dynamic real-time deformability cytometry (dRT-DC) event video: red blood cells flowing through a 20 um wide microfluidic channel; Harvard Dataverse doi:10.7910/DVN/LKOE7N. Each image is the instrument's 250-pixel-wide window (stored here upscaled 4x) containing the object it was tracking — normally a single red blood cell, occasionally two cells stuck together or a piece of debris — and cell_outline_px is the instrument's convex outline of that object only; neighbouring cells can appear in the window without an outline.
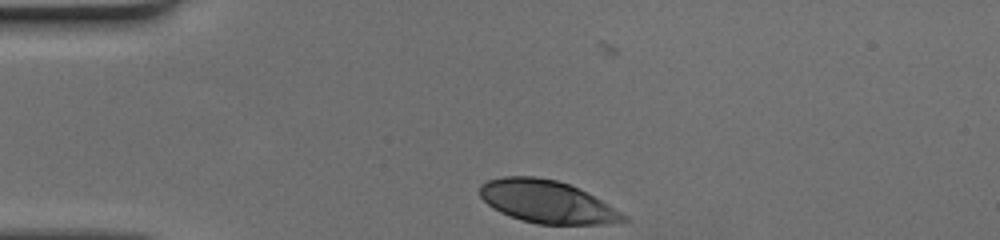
{"species": "human", "species_latin": "Homo sapiens", "temperature_condition": "cold", "stored_images_in_passage": 29, "camera_frame_rate_fps": 3000, "um_per_image_px": 0.085, "donor": {"sex": "female"}, "frame": {"image": 1, "passage_image": 1, "time_ms": 0.0, "image_size_px": [1000, 240], "cell_outline_px": [[632, 220], [608, 224], [536, 224], [520, 220], [500, 212], [492, 208], [480, 196], [480, 184], [488, 180], [504, 176], [536, 176], [556, 180], [568, 184], [600, 200], [628, 216]], "centroid_in_image_um": [46.48, 17.16], "position_along_channel_um": 38.5, "area_um2": 35.49}}
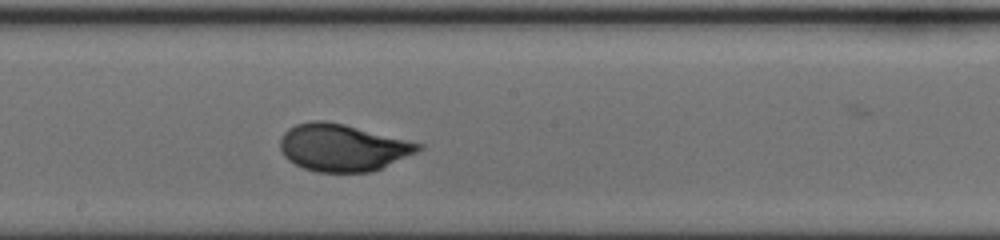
{"frame": {"image": 2, "passage_image": 17, "time_ms": 5.333, "image_size_px": [1000, 240], "cell_outline_px": [[424, 148], [416, 152], [372, 172], [316, 172], [304, 168], [288, 160], [284, 156], [280, 148], [280, 136], [288, 128], [296, 124], [312, 120], [324, 120], [344, 124], [424, 144]], "centroid_in_image_um": [29.1, 12.54], "position_along_channel_um": 219.1, "area_um2": 37.92}}
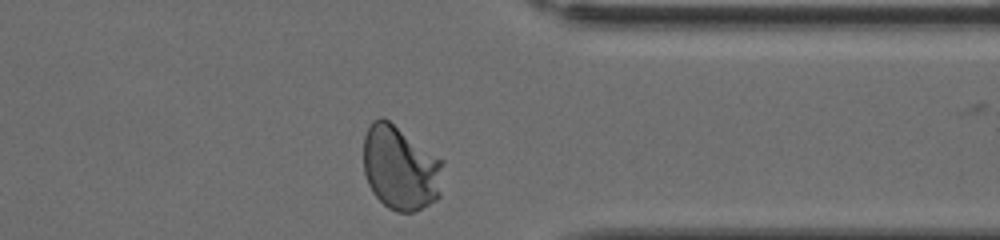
{"frame": {"image": 3, "passage_image": 29, "time_ms": 9.333, "image_size_px": [1000, 240], "cell_outline_px": [[444, 164], [440, 196], [436, 200], [416, 212], [396, 212], [388, 208], [372, 192], [368, 184], [364, 172], [364, 136], [372, 120], [380, 116], [388, 120], [444, 160]], "centroid_in_image_um": [34.05, 14.29], "position_along_channel_um": 377.3, "area_um2": 39.48}}